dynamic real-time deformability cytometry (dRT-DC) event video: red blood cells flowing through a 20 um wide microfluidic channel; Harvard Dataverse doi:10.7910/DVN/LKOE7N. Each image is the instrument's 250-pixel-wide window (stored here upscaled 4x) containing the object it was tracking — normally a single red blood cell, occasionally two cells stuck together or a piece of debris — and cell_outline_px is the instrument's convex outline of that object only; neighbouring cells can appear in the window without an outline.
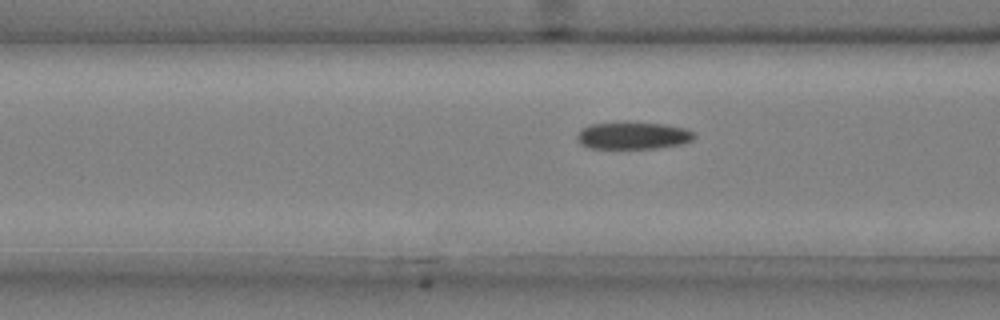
{"species": "common noctule bat (a hibernating species)", "species_latin": "Nyctalus noctula", "temperature_condition": "cold", "stored_images_in_passage": 39, "camera_frame_rate_fps": 3000, "um_per_image_px": 0.085, "animal": {"sex": "male", "body_mass_g": 20.4}, "frame": {"image": 1, "passage_image": 15, "time_ms": 4.667, "image_size_px": [1000, 320], "cell_outline_px": [[696, 136], [692, 140], [684, 144], [656, 148], [588, 148], [580, 144], [576, 140], [576, 136], [580, 128], [588, 124], [628, 120], [664, 124], [688, 128], [696, 132]], "centroid_in_image_um": [53.8, 11.49], "position_along_channel_um": 112.8, "area_um2": 19.54}}
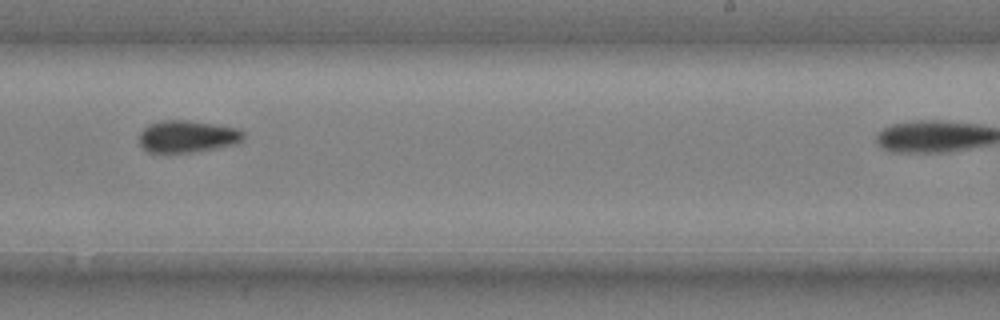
{"frame": {"image": 2, "passage_image": 28, "time_ms": 9.0, "image_size_px": [1000, 320], "cell_outline_px": [[244, 136], [236, 144], [216, 148], [192, 152], [148, 152], [140, 144], [140, 132], [148, 124], [160, 120], [188, 120], [240, 128], [244, 132]], "centroid_in_image_um": [15.93, 11.58], "position_along_channel_um": 273.1, "area_um2": 19.48}}
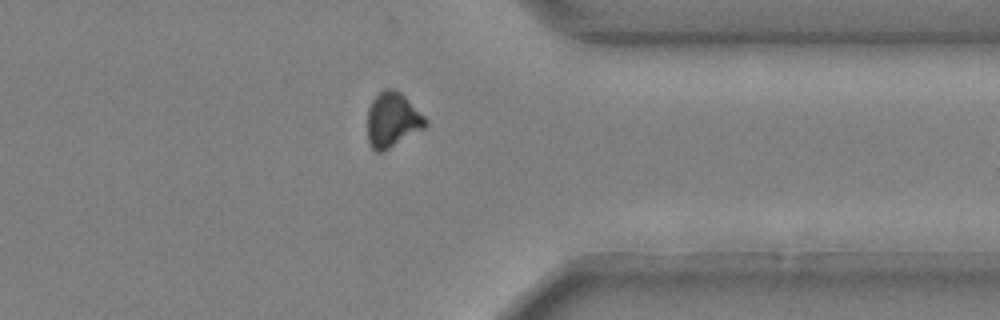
{"frame": {"image": 3, "passage_image": 37, "time_ms": 12.0, "image_size_px": [1000, 320], "cell_outline_px": [[428, 124], [424, 128], [384, 152], [376, 152], [372, 148], [368, 140], [368, 108], [372, 100], [384, 88], [396, 88], [428, 120]], "centroid_in_image_um": [33.35, 10.19], "position_along_channel_um": 378.0, "area_um2": 18.55}}